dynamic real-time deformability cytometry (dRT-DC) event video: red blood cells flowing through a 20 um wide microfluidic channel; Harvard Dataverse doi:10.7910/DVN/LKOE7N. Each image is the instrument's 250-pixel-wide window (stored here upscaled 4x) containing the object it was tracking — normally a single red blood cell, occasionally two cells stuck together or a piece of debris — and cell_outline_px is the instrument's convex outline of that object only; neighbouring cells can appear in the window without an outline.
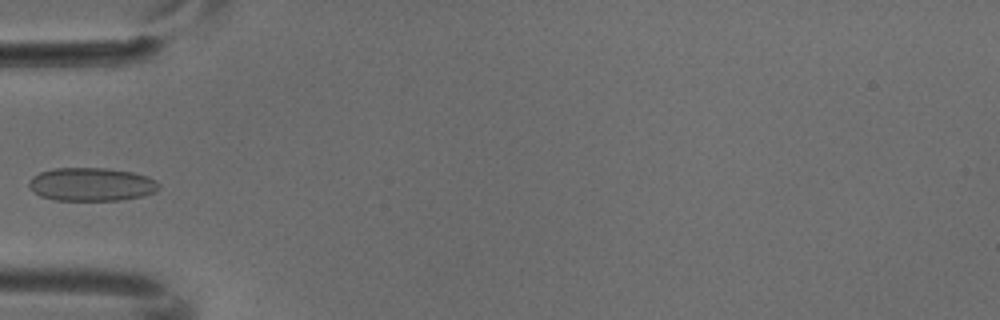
{"species": "common noctule bat (a hibernating species)", "species_latin": "Nyctalus noctula", "temperature_condition": "cold", "stored_images_in_passage": 3, "camera_frame_rate_fps": 3000, "um_per_image_px": 0.085, "animal": {"sex": "male", "body_mass_g": 18.8}, "frame": {"image": 1, "passage_image": 2, "time_ms": 0.333, "image_size_px": [1000, 320], "cell_outline_px": [[160, 188], [152, 192], [140, 196], [120, 200], [52, 200], [40, 196], [32, 192], [28, 188], [28, 180], [32, 176], [40, 172], [52, 168], [108, 168], [132, 172], [148, 176], [156, 180], [160, 184]], "centroid_in_image_um": [7.72, 15.66], "position_along_channel_um": 77.3, "area_um2": 25.49}}
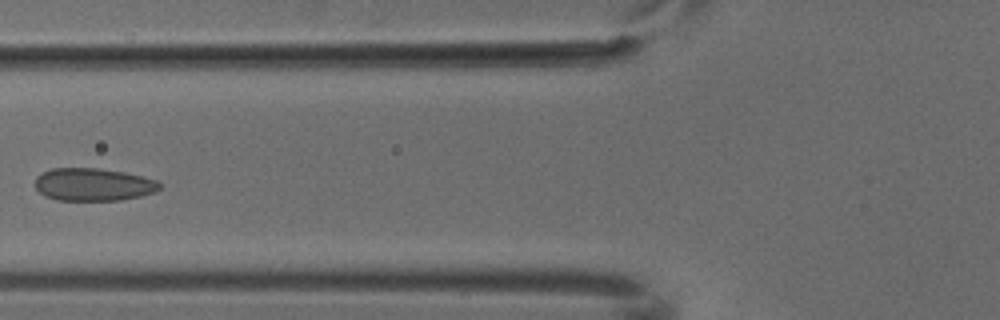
{"frame": {"image": 2, "passage_image": 3, "time_ms": 0.667, "image_size_px": [1000, 320], "cell_outline_px": [[164, 184], [160, 188], [152, 192], [140, 196], [120, 200], [56, 200], [44, 196], [36, 188], [36, 176], [40, 172], [52, 168], [96, 168], [124, 172], [156, 180]], "centroid_in_image_um": [7.9, 15.68], "position_along_channel_um": 117.9, "area_um2": 23.76}}